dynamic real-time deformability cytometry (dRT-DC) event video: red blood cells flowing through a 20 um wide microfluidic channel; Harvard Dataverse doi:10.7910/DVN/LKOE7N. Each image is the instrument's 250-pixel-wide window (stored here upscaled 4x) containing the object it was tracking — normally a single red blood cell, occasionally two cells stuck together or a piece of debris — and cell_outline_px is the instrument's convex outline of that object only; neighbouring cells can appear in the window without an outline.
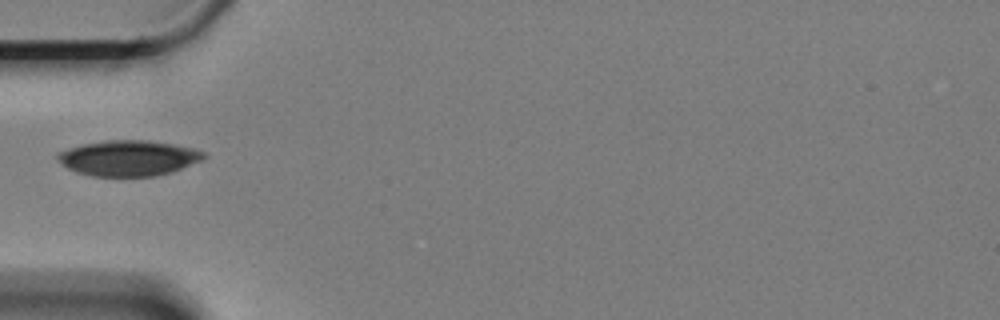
{"species": "Egyptian fruit bat (a non-hibernating species)", "species_latin": "Rousettus aegyptiacus", "temperature_condition": "cold", "stored_images_in_passage": 3, "camera_frame_rate_fps": 3000, "um_per_image_px": 0.085, "animal": {"sex": "female"}, "frame": {"image": 1, "passage_image": 1, "time_ms": 0.0, "image_size_px": [1000, 320], "cell_outline_px": [[208, 156], [200, 160], [172, 172], [156, 176], [92, 176], [76, 172], [68, 168], [56, 160], [56, 152], [80, 144], [104, 140], [148, 140], [172, 144], [192, 148], [204, 152]], "centroid_in_image_um": [10.86, 13.43], "position_along_channel_um": 74.1, "area_um2": 30.4}}